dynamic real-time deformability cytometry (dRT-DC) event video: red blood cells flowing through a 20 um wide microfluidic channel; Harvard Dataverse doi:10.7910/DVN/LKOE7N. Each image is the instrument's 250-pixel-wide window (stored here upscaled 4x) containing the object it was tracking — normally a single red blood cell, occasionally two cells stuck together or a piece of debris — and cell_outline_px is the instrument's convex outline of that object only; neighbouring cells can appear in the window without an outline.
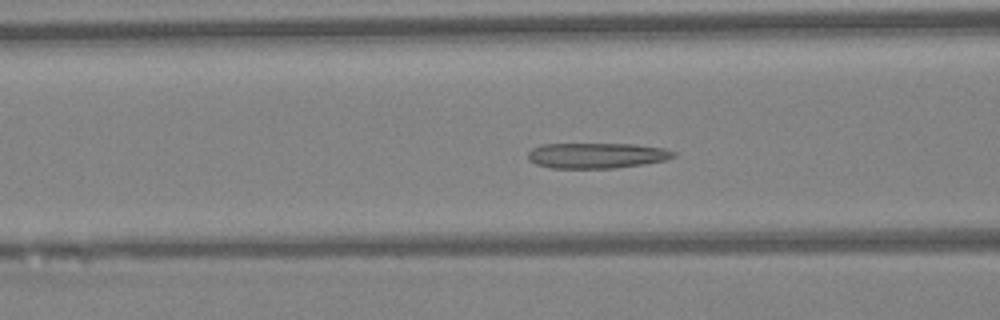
{"species": "Egyptian fruit bat (a non-hibernating species)", "species_latin": "Rousettus aegyptiacus", "temperature_condition": "warm", "stored_images_in_passage": 48, "camera_frame_rate_fps": 3000, "um_per_image_px": 0.085, "animal": {"sex": "female"}, "frame": {"image": 1, "passage_image": 19, "time_ms": 6.0, "image_size_px": [1000, 320], "cell_outline_px": [[676, 156], [664, 160], [644, 164], [612, 168], [552, 168], [536, 164], [528, 160], [528, 152], [532, 148], [540, 144], [636, 144], [664, 148], [676, 152]], "centroid_in_image_um": [50.71, 13.21], "position_along_channel_um": 115.9, "area_um2": 21.68}}
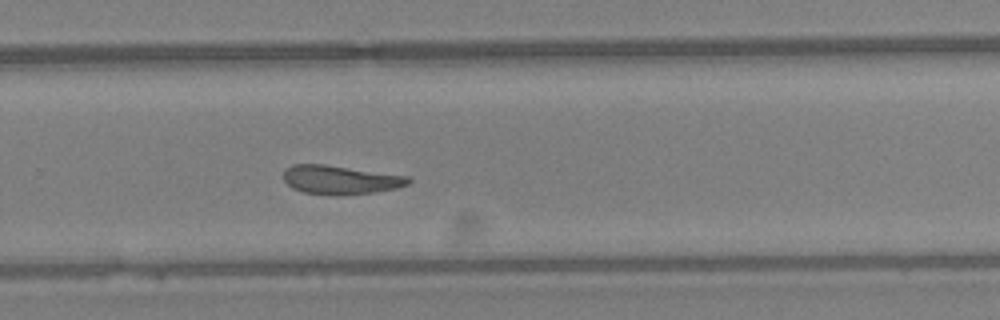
{"frame": {"image": 2, "passage_image": 32, "time_ms": 10.333, "image_size_px": [1000, 320], "cell_outline_px": [[412, 180], [408, 184], [396, 188], [372, 192], [304, 192], [292, 188], [284, 180], [284, 168], [292, 164], [324, 164], [408, 176]], "centroid_in_image_um": [28.91, 15.22], "position_along_channel_um": 300.9, "area_um2": 19.94}}
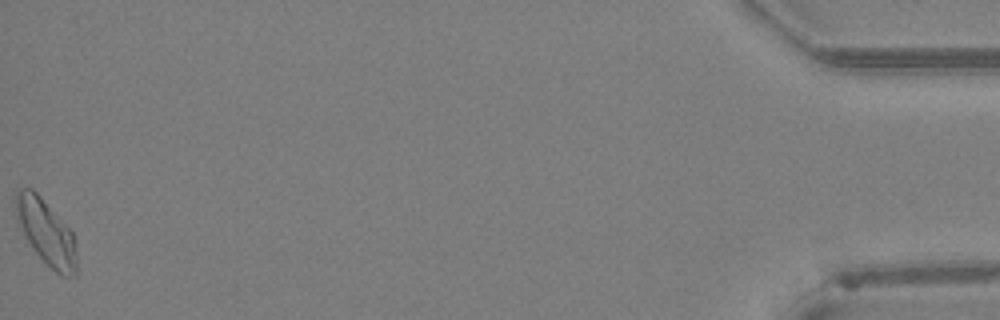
{"frame": {"image": 3, "passage_image": 48, "time_ms": 15.667, "image_size_px": [1000, 320], "cell_outline_px": [[76, 276], [60, 276], [32, 248], [16, 220], [16, 192], [24, 188], [32, 188], [40, 196], [72, 232], [76, 252]], "centroid_in_image_um": [3.92, 19.75], "position_along_channel_um": 431.3, "area_um2": 22.54}, "authors_computed_cell_mechanics": {"area_um2": 21.8773, "velocity_mm_per_s": 4.2823, "shape_relaxation_time_tau1_ms": null, "shape_relaxation_time_tau2_ms": 1.5494, "deformation_change_tau1": null, "deformation_change_tau2": 0.0808}}